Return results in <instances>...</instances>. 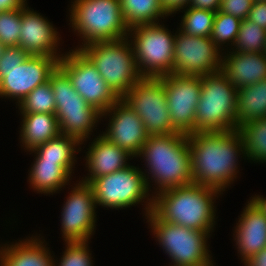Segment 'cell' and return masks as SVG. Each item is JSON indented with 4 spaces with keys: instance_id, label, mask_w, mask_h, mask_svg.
Returning a JSON list of instances; mask_svg holds the SVG:
<instances>
[{
    "instance_id": "cell-22",
    "label": "cell",
    "mask_w": 266,
    "mask_h": 266,
    "mask_svg": "<svg viewBox=\"0 0 266 266\" xmlns=\"http://www.w3.org/2000/svg\"><path fill=\"white\" fill-rule=\"evenodd\" d=\"M33 237L0 245V266H54L57 262L45 240L42 241L40 236Z\"/></svg>"
},
{
    "instance_id": "cell-2",
    "label": "cell",
    "mask_w": 266,
    "mask_h": 266,
    "mask_svg": "<svg viewBox=\"0 0 266 266\" xmlns=\"http://www.w3.org/2000/svg\"><path fill=\"white\" fill-rule=\"evenodd\" d=\"M137 157L146 161L148 169L143 172L148 190L150 180L157 185L152 197L161 191L193 183L190 147L185 134L150 135Z\"/></svg>"
},
{
    "instance_id": "cell-3",
    "label": "cell",
    "mask_w": 266,
    "mask_h": 266,
    "mask_svg": "<svg viewBox=\"0 0 266 266\" xmlns=\"http://www.w3.org/2000/svg\"><path fill=\"white\" fill-rule=\"evenodd\" d=\"M221 194L216 188L195 183L170 188L153 196L152 211L168 223L211 233L216 223L215 199Z\"/></svg>"
},
{
    "instance_id": "cell-33",
    "label": "cell",
    "mask_w": 266,
    "mask_h": 266,
    "mask_svg": "<svg viewBox=\"0 0 266 266\" xmlns=\"http://www.w3.org/2000/svg\"><path fill=\"white\" fill-rule=\"evenodd\" d=\"M21 8L0 11V42L6 47L19 46Z\"/></svg>"
},
{
    "instance_id": "cell-30",
    "label": "cell",
    "mask_w": 266,
    "mask_h": 266,
    "mask_svg": "<svg viewBox=\"0 0 266 266\" xmlns=\"http://www.w3.org/2000/svg\"><path fill=\"white\" fill-rule=\"evenodd\" d=\"M21 114L49 113L55 114L56 103L50 81L37 86L19 104Z\"/></svg>"
},
{
    "instance_id": "cell-13",
    "label": "cell",
    "mask_w": 266,
    "mask_h": 266,
    "mask_svg": "<svg viewBox=\"0 0 266 266\" xmlns=\"http://www.w3.org/2000/svg\"><path fill=\"white\" fill-rule=\"evenodd\" d=\"M178 30L175 33L172 74L203 76L221 71L222 50L210 37L187 35Z\"/></svg>"
},
{
    "instance_id": "cell-29",
    "label": "cell",
    "mask_w": 266,
    "mask_h": 266,
    "mask_svg": "<svg viewBox=\"0 0 266 266\" xmlns=\"http://www.w3.org/2000/svg\"><path fill=\"white\" fill-rule=\"evenodd\" d=\"M187 8V9H186ZM180 30L187 35L210 37L216 12L194 7H184Z\"/></svg>"
},
{
    "instance_id": "cell-38",
    "label": "cell",
    "mask_w": 266,
    "mask_h": 266,
    "mask_svg": "<svg viewBox=\"0 0 266 266\" xmlns=\"http://www.w3.org/2000/svg\"><path fill=\"white\" fill-rule=\"evenodd\" d=\"M162 7L171 16L181 8L189 6L190 0H160Z\"/></svg>"
},
{
    "instance_id": "cell-4",
    "label": "cell",
    "mask_w": 266,
    "mask_h": 266,
    "mask_svg": "<svg viewBox=\"0 0 266 266\" xmlns=\"http://www.w3.org/2000/svg\"><path fill=\"white\" fill-rule=\"evenodd\" d=\"M70 23L83 45L128 38L129 27L121 13L120 0H74Z\"/></svg>"
},
{
    "instance_id": "cell-16",
    "label": "cell",
    "mask_w": 266,
    "mask_h": 266,
    "mask_svg": "<svg viewBox=\"0 0 266 266\" xmlns=\"http://www.w3.org/2000/svg\"><path fill=\"white\" fill-rule=\"evenodd\" d=\"M59 59L47 55H30L12 69H0V97L11 98L19 104L37 86L49 81Z\"/></svg>"
},
{
    "instance_id": "cell-32",
    "label": "cell",
    "mask_w": 266,
    "mask_h": 266,
    "mask_svg": "<svg viewBox=\"0 0 266 266\" xmlns=\"http://www.w3.org/2000/svg\"><path fill=\"white\" fill-rule=\"evenodd\" d=\"M241 22L242 20L231 14L223 13L220 10L216 12L210 38L220 50L223 48V51L224 47L221 46L226 43L229 45V42L231 43L229 46H234Z\"/></svg>"
},
{
    "instance_id": "cell-42",
    "label": "cell",
    "mask_w": 266,
    "mask_h": 266,
    "mask_svg": "<svg viewBox=\"0 0 266 266\" xmlns=\"http://www.w3.org/2000/svg\"><path fill=\"white\" fill-rule=\"evenodd\" d=\"M252 200L259 206V208L263 211V213L266 215V197H263V195H256L251 196Z\"/></svg>"
},
{
    "instance_id": "cell-14",
    "label": "cell",
    "mask_w": 266,
    "mask_h": 266,
    "mask_svg": "<svg viewBox=\"0 0 266 266\" xmlns=\"http://www.w3.org/2000/svg\"><path fill=\"white\" fill-rule=\"evenodd\" d=\"M161 79L174 128L185 135L195 133V114L202 87L201 76L168 74Z\"/></svg>"
},
{
    "instance_id": "cell-34",
    "label": "cell",
    "mask_w": 266,
    "mask_h": 266,
    "mask_svg": "<svg viewBox=\"0 0 266 266\" xmlns=\"http://www.w3.org/2000/svg\"><path fill=\"white\" fill-rule=\"evenodd\" d=\"M88 243V241L65 242L66 249L59 264L54 266H93Z\"/></svg>"
},
{
    "instance_id": "cell-24",
    "label": "cell",
    "mask_w": 266,
    "mask_h": 266,
    "mask_svg": "<svg viewBox=\"0 0 266 266\" xmlns=\"http://www.w3.org/2000/svg\"><path fill=\"white\" fill-rule=\"evenodd\" d=\"M29 172L31 188L41 194L58 193L71 180V173L57 161L34 160ZM61 189V190H60Z\"/></svg>"
},
{
    "instance_id": "cell-12",
    "label": "cell",
    "mask_w": 266,
    "mask_h": 266,
    "mask_svg": "<svg viewBox=\"0 0 266 266\" xmlns=\"http://www.w3.org/2000/svg\"><path fill=\"white\" fill-rule=\"evenodd\" d=\"M58 66L67 74L76 92L100 113L107 111L119 100L97 68L79 49L65 53Z\"/></svg>"
},
{
    "instance_id": "cell-44",
    "label": "cell",
    "mask_w": 266,
    "mask_h": 266,
    "mask_svg": "<svg viewBox=\"0 0 266 266\" xmlns=\"http://www.w3.org/2000/svg\"><path fill=\"white\" fill-rule=\"evenodd\" d=\"M5 47L6 46L0 42V57H1V55L3 53V50L5 49Z\"/></svg>"
},
{
    "instance_id": "cell-35",
    "label": "cell",
    "mask_w": 266,
    "mask_h": 266,
    "mask_svg": "<svg viewBox=\"0 0 266 266\" xmlns=\"http://www.w3.org/2000/svg\"><path fill=\"white\" fill-rule=\"evenodd\" d=\"M30 55L20 46L5 47L0 57V69H12L18 67Z\"/></svg>"
},
{
    "instance_id": "cell-41",
    "label": "cell",
    "mask_w": 266,
    "mask_h": 266,
    "mask_svg": "<svg viewBox=\"0 0 266 266\" xmlns=\"http://www.w3.org/2000/svg\"><path fill=\"white\" fill-rule=\"evenodd\" d=\"M26 0H0V11L22 8Z\"/></svg>"
},
{
    "instance_id": "cell-46",
    "label": "cell",
    "mask_w": 266,
    "mask_h": 266,
    "mask_svg": "<svg viewBox=\"0 0 266 266\" xmlns=\"http://www.w3.org/2000/svg\"><path fill=\"white\" fill-rule=\"evenodd\" d=\"M264 55L266 56V42H265V48H264Z\"/></svg>"
},
{
    "instance_id": "cell-28",
    "label": "cell",
    "mask_w": 266,
    "mask_h": 266,
    "mask_svg": "<svg viewBox=\"0 0 266 266\" xmlns=\"http://www.w3.org/2000/svg\"><path fill=\"white\" fill-rule=\"evenodd\" d=\"M245 158L255 162H266V117L251 121L241 126Z\"/></svg>"
},
{
    "instance_id": "cell-26",
    "label": "cell",
    "mask_w": 266,
    "mask_h": 266,
    "mask_svg": "<svg viewBox=\"0 0 266 266\" xmlns=\"http://www.w3.org/2000/svg\"><path fill=\"white\" fill-rule=\"evenodd\" d=\"M80 144L75 138L60 133L29 152L35 153V160L57 161L72 174L74 164L77 162L75 155L81 151V148L77 147Z\"/></svg>"
},
{
    "instance_id": "cell-37",
    "label": "cell",
    "mask_w": 266,
    "mask_h": 266,
    "mask_svg": "<svg viewBox=\"0 0 266 266\" xmlns=\"http://www.w3.org/2000/svg\"><path fill=\"white\" fill-rule=\"evenodd\" d=\"M247 20L256 23L262 29L266 30V2L253 3Z\"/></svg>"
},
{
    "instance_id": "cell-1",
    "label": "cell",
    "mask_w": 266,
    "mask_h": 266,
    "mask_svg": "<svg viewBox=\"0 0 266 266\" xmlns=\"http://www.w3.org/2000/svg\"><path fill=\"white\" fill-rule=\"evenodd\" d=\"M187 139L193 183L223 193L237 178L238 157H245L242 135L238 130L195 132Z\"/></svg>"
},
{
    "instance_id": "cell-25",
    "label": "cell",
    "mask_w": 266,
    "mask_h": 266,
    "mask_svg": "<svg viewBox=\"0 0 266 266\" xmlns=\"http://www.w3.org/2000/svg\"><path fill=\"white\" fill-rule=\"evenodd\" d=\"M266 117V79L238 89L236 130L248 122Z\"/></svg>"
},
{
    "instance_id": "cell-6",
    "label": "cell",
    "mask_w": 266,
    "mask_h": 266,
    "mask_svg": "<svg viewBox=\"0 0 266 266\" xmlns=\"http://www.w3.org/2000/svg\"><path fill=\"white\" fill-rule=\"evenodd\" d=\"M195 132L236 130L238 89L221 72L203 75Z\"/></svg>"
},
{
    "instance_id": "cell-5",
    "label": "cell",
    "mask_w": 266,
    "mask_h": 266,
    "mask_svg": "<svg viewBox=\"0 0 266 266\" xmlns=\"http://www.w3.org/2000/svg\"><path fill=\"white\" fill-rule=\"evenodd\" d=\"M78 49L97 68L108 87L119 99L141 78L129 38L93 42Z\"/></svg>"
},
{
    "instance_id": "cell-10",
    "label": "cell",
    "mask_w": 266,
    "mask_h": 266,
    "mask_svg": "<svg viewBox=\"0 0 266 266\" xmlns=\"http://www.w3.org/2000/svg\"><path fill=\"white\" fill-rule=\"evenodd\" d=\"M94 193L96 206L112 209H125L144 202L145 216L153 209V197L149 198L144 172L141 168L128 165L111 174L95 178L89 184Z\"/></svg>"
},
{
    "instance_id": "cell-8",
    "label": "cell",
    "mask_w": 266,
    "mask_h": 266,
    "mask_svg": "<svg viewBox=\"0 0 266 266\" xmlns=\"http://www.w3.org/2000/svg\"><path fill=\"white\" fill-rule=\"evenodd\" d=\"M165 27L157 22L129 28L128 38L141 77L160 78L172 74L175 35Z\"/></svg>"
},
{
    "instance_id": "cell-27",
    "label": "cell",
    "mask_w": 266,
    "mask_h": 266,
    "mask_svg": "<svg viewBox=\"0 0 266 266\" xmlns=\"http://www.w3.org/2000/svg\"><path fill=\"white\" fill-rule=\"evenodd\" d=\"M121 13L130 28L140 24L157 23L170 16L160 0H120Z\"/></svg>"
},
{
    "instance_id": "cell-18",
    "label": "cell",
    "mask_w": 266,
    "mask_h": 266,
    "mask_svg": "<svg viewBox=\"0 0 266 266\" xmlns=\"http://www.w3.org/2000/svg\"><path fill=\"white\" fill-rule=\"evenodd\" d=\"M30 9L27 4L21 8L19 46L29 55H47L60 60L65 54L57 53L61 39L57 28L40 13Z\"/></svg>"
},
{
    "instance_id": "cell-36",
    "label": "cell",
    "mask_w": 266,
    "mask_h": 266,
    "mask_svg": "<svg viewBox=\"0 0 266 266\" xmlns=\"http://www.w3.org/2000/svg\"><path fill=\"white\" fill-rule=\"evenodd\" d=\"M252 6L253 0H222L219 10L244 20L247 19Z\"/></svg>"
},
{
    "instance_id": "cell-11",
    "label": "cell",
    "mask_w": 266,
    "mask_h": 266,
    "mask_svg": "<svg viewBox=\"0 0 266 266\" xmlns=\"http://www.w3.org/2000/svg\"><path fill=\"white\" fill-rule=\"evenodd\" d=\"M121 100L140 117L149 135L179 133L170 119L161 77H141Z\"/></svg>"
},
{
    "instance_id": "cell-39",
    "label": "cell",
    "mask_w": 266,
    "mask_h": 266,
    "mask_svg": "<svg viewBox=\"0 0 266 266\" xmlns=\"http://www.w3.org/2000/svg\"><path fill=\"white\" fill-rule=\"evenodd\" d=\"M222 0H190L189 7L217 12Z\"/></svg>"
},
{
    "instance_id": "cell-23",
    "label": "cell",
    "mask_w": 266,
    "mask_h": 266,
    "mask_svg": "<svg viewBox=\"0 0 266 266\" xmlns=\"http://www.w3.org/2000/svg\"><path fill=\"white\" fill-rule=\"evenodd\" d=\"M20 127L21 147L27 151L46 143L48 140L60 134V128L56 114L30 113L22 114Z\"/></svg>"
},
{
    "instance_id": "cell-21",
    "label": "cell",
    "mask_w": 266,
    "mask_h": 266,
    "mask_svg": "<svg viewBox=\"0 0 266 266\" xmlns=\"http://www.w3.org/2000/svg\"><path fill=\"white\" fill-rule=\"evenodd\" d=\"M222 57L221 72L237 89L266 79V56L262 52L231 51Z\"/></svg>"
},
{
    "instance_id": "cell-7",
    "label": "cell",
    "mask_w": 266,
    "mask_h": 266,
    "mask_svg": "<svg viewBox=\"0 0 266 266\" xmlns=\"http://www.w3.org/2000/svg\"><path fill=\"white\" fill-rule=\"evenodd\" d=\"M50 85L55 97L56 117L60 133L87 141L101 119V113L88 104L74 89L67 74L57 66L50 74Z\"/></svg>"
},
{
    "instance_id": "cell-19",
    "label": "cell",
    "mask_w": 266,
    "mask_h": 266,
    "mask_svg": "<svg viewBox=\"0 0 266 266\" xmlns=\"http://www.w3.org/2000/svg\"><path fill=\"white\" fill-rule=\"evenodd\" d=\"M249 200L233 233L244 263L266 247V215L252 199Z\"/></svg>"
},
{
    "instance_id": "cell-43",
    "label": "cell",
    "mask_w": 266,
    "mask_h": 266,
    "mask_svg": "<svg viewBox=\"0 0 266 266\" xmlns=\"http://www.w3.org/2000/svg\"><path fill=\"white\" fill-rule=\"evenodd\" d=\"M213 262L214 261L210 259L208 262L196 266H214Z\"/></svg>"
},
{
    "instance_id": "cell-45",
    "label": "cell",
    "mask_w": 266,
    "mask_h": 266,
    "mask_svg": "<svg viewBox=\"0 0 266 266\" xmlns=\"http://www.w3.org/2000/svg\"><path fill=\"white\" fill-rule=\"evenodd\" d=\"M266 2V0H253V3Z\"/></svg>"
},
{
    "instance_id": "cell-17",
    "label": "cell",
    "mask_w": 266,
    "mask_h": 266,
    "mask_svg": "<svg viewBox=\"0 0 266 266\" xmlns=\"http://www.w3.org/2000/svg\"><path fill=\"white\" fill-rule=\"evenodd\" d=\"M106 116H110L109 123L102 135L137 158L150 136L140 117L121 99L101 113V118Z\"/></svg>"
},
{
    "instance_id": "cell-9",
    "label": "cell",
    "mask_w": 266,
    "mask_h": 266,
    "mask_svg": "<svg viewBox=\"0 0 266 266\" xmlns=\"http://www.w3.org/2000/svg\"><path fill=\"white\" fill-rule=\"evenodd\" d=\"M151 232L165 250L173 265L196 266L208 262L211 257L207 240L210 233L186 228L161 220L153 211L146 216Z\"/></svg>"
},
{
    "instance_id": "cell-31",
    "label": "cell",
    "mask_w": 266,
    "mask_h": 266,
    "mask_svg": "<svg viewBox=\"0 0 266 266\" xmlns=\"http://www.w3.org/2000/svg\"><path fill=\"white\" fill-rule=\"evenodd\" d=\"M266 30L247 19L242 20L237 40L230 51L264 53ZM235 47V48H234Z\"/></svg>"
},
{
    "instance_id": "cell-40",
    "label": "cell",
    "mask_w": 266,
    "mask_h": 266,
    "mask_svg": "<svg viewBox=\"0 0 266 266\" xmlns=\"http://www.w3.org/2000/svg\"><path fill=\"white\" fill-rule=\"evenodd\" d=\"M245 266H266V247L244 263Z\"/></svg>"
},
{
    "instance_id": "cell-20",
    "label": "cell",
    "mask_w": 266,
    "mask_h": 266,
    "mask_svg": "<svg viewBox=\"0 0 266 266\" xmlns=\"http://www.w3.org/2000/svg\"><path fill=\"white\" fill-rule=\"evenodd\" d=\"M86 152V167L88 176L82 177L83 183L90 184L95 178H99L127 167L128 159L134 157L126 150L113 144L102 134L94 138Z\"/></svg>"
},
{
    "instance_id": "cell-15",
    "label": "cell",
    "mask_w": 266,
    "mask_h": 266,
    "mask_svg": "<svg viewBox=\"0 0 266 266\" xmlns=\"http://www.w3.org/2000/svg\"><path fill=\"white\" fill-rule=\"evenodd\" d=\"M72 187L61 212V231L65 242L88 241L96 227V204L93 189L78 181Z\"/></svg>"
}]
</instances>
